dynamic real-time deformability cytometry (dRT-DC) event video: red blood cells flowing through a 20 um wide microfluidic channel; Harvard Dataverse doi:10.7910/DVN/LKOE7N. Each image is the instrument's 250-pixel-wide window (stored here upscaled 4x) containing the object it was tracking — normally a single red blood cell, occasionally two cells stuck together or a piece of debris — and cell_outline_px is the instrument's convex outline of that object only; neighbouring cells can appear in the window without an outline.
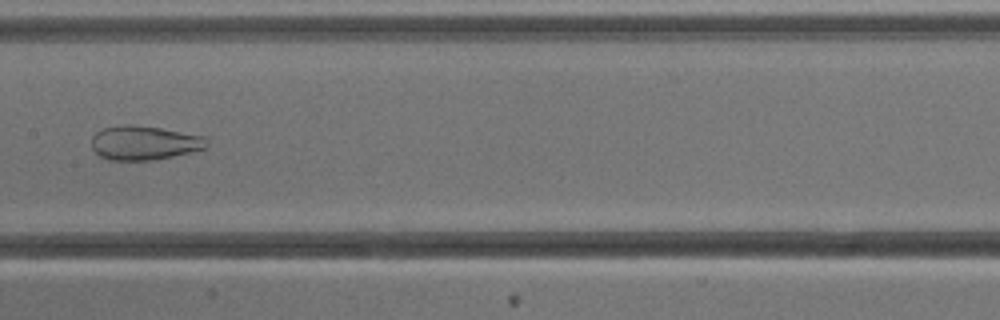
{"species": "common noctule bat (a hibernating species)", "species_latin": "Nyctalus noctula", "temperature_condition": "cold", "stored_images_in_passage": 7, "camera_frame_rate_fps": 3000, "um_per_image_px": 0.085, "animal": {"sex": "male", "body_mass_g": 13.3}, "frame": {"image": 1, "passage_image": 7, "time_ms": 8.0, "image_size_px": [1000, 320], "cell_outline_px": [[208, 144], [204, 148], [172, 156], [152, 160], [108, 160], [100, 156], [92, 148], [92, 136], [96, 132], [104, 128], [128, 124], [160, 128], [208, 136]], "centroid_in_image_um": [12.27, 12.14], "position_along_channel_um": 195.1, "area_um2": 22.83}}